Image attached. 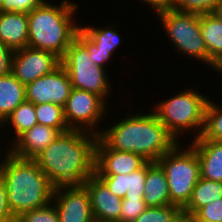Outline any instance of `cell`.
Wrapping results in <instances>:
<instances>
[{
    "label": "cell",
    "mask_w": 222,
    "mask_h": 222,
    "mask_svg": "<svg viewBox=\"0 0 222 222\" xmlns=\"http://www.w3.org/2000/svg\"><path fill=\"white\" fill-rule=\"evenodd\" d=\"M92 59L87 48L75 38L61 59V65L69 75L73 88L98 95L110 105L108 97L112 98L110 94L113 88L106 73L109 70L96 65Z\"/></svg>",
    "instance_id": "7"
},
{
    "label": "cell",
    "mask_w": 222,
    "mask_h": 222,
    "mask_svg": "<svg viewBox=\"0 0 222 222\" xmlns=\"http://www.w3.org/2000/svg\"><path fill=\"white\" fill-rule=\"evenodd\" d=\"M1 175L7 192L8 205L15 219L52 202L54 186L34 159L6 157Z\"/></svg>",
    "instance_id": "4"
},
{
    "label": "cell",
    "mask_w": 222,
    "mask_h": 222,
    "mask_svg": "<svg viewBox=\"0 0 222 222\" xmlns=\"http://www.w3.org/2000/svg\"><path fill=\"white\" fill-rule=\"evenodd\" d=\"M72 89L70 77L60 65L25 86L26 100L33 104L51 102L64 108Z\"/></svg>",
    "instance_id": "11"
},
{
    "label": "cell",
    "mask_w": 222,
    "mask_h": 222,
    "mask_svg": "<svg viewBox=\"0 0 222 222\" xmlns=\"http://www.w3.org/2000/svg\"><path fill=\"white\" fill-rule=\"evenodd\" d=\"M76 38L87 48L89 54L92 55V61L96 65L106 69V63H109L113 56L110 53L99 51L96 44L81 29L77 31Z\"/></svg>",
    "instance_id": "32"
},
{
    "label": "cell",
    "mask_w": 222,
    "mask_h": 222,
    "mask_svg": "<svg viewBox=\"0 0 222 222\" xmlns=\"http://www.w3.org/2000/svg\"><path fill=\"white\" fill-rule=\"evenodd\" d=\"M90 196L95 222H118L123 198L112 194L106 184L94 173L83 184Z\"/></svg>",
    "instance_id": "14"
},
{
    "label": "cell",
    "mask_w": 222,
    "mask_h": 222,
    "mask_svg": "<svg viewBox=\"0 0 222 222\" xmlns=\"http://www.w3.org/2000/svg\"><path fill=\"white\" fill-rule=\"evenodd\" d=\"M43 0H6L5 10L29 13Z\"/></svg>",
    "instance_id": "35"
},
{
    "label": "cell",
    "mask_w": 222,
    "mask_h": 222,
    "mask_svg": "<svg viewBox=\"0 0 222 222\" xmlns=\"http://www.w3.org/2000/svg\"><path fill=\"white\" fill-rule=\"evenodd\" d=\"M98 135L83 130L61 133L34 158L54 187L81 186L95 173Z\"/></svg>",
    "instance_id": "1"
},
{
    "label": "cell",
    "mask_w": 222,
    "mask_h": 222,
    "mask_svg": "<svg viewBox=\"0 0 222 222\" xmlns=\"http://www.w3.org/2000/svg\"><path fill=\"white\" fill-rule=\"evenodd\" d=\"M52 202L60 222H95L90 196L83 185L55 187Z\"/></svg>",
    "instance_id": "12"
},
{
    "label": "cell",
    "mask_w": 222,
    "mask_h": 222,
    "mask_svg": "<svg viewBox=\"0 0 222 222\" xmlns=\"http://www.w3.org/2000/svg\"><path fill=\"white\" fill-rule=\"evenodd\" d=\"M175 222H189V219L182 214Z\"/></svg>",
    "instance_id": "40"
},
{
    "label": "cell",
    "mask_w": 222,
    "mask_h": 222,
    "mask_svg": "<svg viewBox=\"0 0 222 222\" xmlns=\"http://www.w3.org/2000/svg\"><path fill=\"white\" fill-rule=\"evenodd\" d=\"M43 0L28 16V46L55 54L60 59L66 53L80 29L75 19L79 3Z\"/></svg>",
    "instance_id": "3"
},
{
    "label": "cell",
    "mask_w": 222,
    "mask_h": 222,
    "mask_svg": "<svg viewBox=\"0 0 222 222\" xmlns=\"http://www.w3.org/2000/svg\"><path fill=\"white\" fill-rule=\"evenodd\" d=\"M0 43L12 52L28 46L27 13L0 11Z\"/></svg>",
    "instance_id": "16"
},
{
    "label": "cell",
    "mask_w": 222,
    "mask_h": 222,
    "mask_svg": "<svg viewBox=\"0 0 222 222\" xmlns=\"http://www.w3.org/2000/svg\"><path fill=\"white\" fill-rule=\"evenodd\" d=\"M6 0H0V11L5 10Z\"/></svg>",
    "instance_id": "41"
},
{
    "label": "cell",
    "mask_w": 222,
    "mask_h": 222,
    "mask_svg": "<svg viewBox=\"0 0 222 222\" xmlns=\"http://www.w3.org/2000/svg\"><path fill=\"white\" fill-rule=\"evenodd\" d=\"M115 24H108L103 27L94 26L92 24L80 25V29L96 44L97 49L102 53H110L114 56V52L122 43V36L119 34L118 27Z\"/></svg>",
    "instance_id": "23"
},
{
    "label": "cell",
    "mask_w": 222,
    "mask_h": 222,
    "mask_svg": "<svg viewBox=\"0 0 222 222\" xmlns=\"http://www.w3.org/2000/svg\"><path fill=\"white\" fill-rule=\"evenodd\" d=\"M35 113L38 124L60 130L62 133L69 131L64 118L63 107L54 103L35 104Z\"/></svg>",
    "instance_id": "25"
},
{
    "label": "cell",
    "mask_w": 222,
    "mask_h": 222,
    "mask_svg": "<svg viewBox=\"0 0 222 222\" xmlns=\"http://www.w3.org/2000/svg\"><path fill=\"white\" fill-rule=\"evenodd\" d=\"M62 132L58 129L36 124L21 134L11 145L10 153L24 159H34L49 146Z\"/></svg>",
    "instance_id": "15"
},
{
    "label": "cell",
    "mask_w": 222,
    "mask_h": 222,
    "mask_svg": "<svg viewBox=\"0 0 222 222\" xmlns=\"http://www.w3.org/2000/svg\"><path fill=\"white\" fill-rule=\"evenodd\" d=\"M147 207L143 199L123 198L118 222H133Z\"/></svg>",
    "instance_id": "31"
},
{
    "label": "cell",
    "mask_w": 222,
    "mask_h": 222,
    "mask_svg": "<svg viewBox=\"0 0 222 222\" xmlns=\"http://www.w3.org/2000/svg\"><path fill=\"white\" fill-rule=\"evenodd\" d=\"M8 148H5V150L6 151H3V153L4 154H2V150L1 149H3V148H0V156H2L1 158H0V174H1V172H2V168H3V164H4V161H5V159H6V157L9 155V153H10V146H8V145H6ZM2 154V155H1Z\"/></svg>",
    "instance_id": "38"
},
{
    "label": "cell",
    "mask_w": 222,
    "mask_h": 222,
    "mask_svg": "<svg viewBox=\"0 0 222 222\" xmlns=\"http://www.w3.org/2000/svg\"><path fill=\"white\" fill-rule=\"evenodd\" d=\"M12 51L0 43V77L7 75L11 68Z\"/></svg>",
    "instance_id": "37"
},
{
    "label": "cell",
    "mask_w": 222,
    "mask_h": 222,
    "mask_svg": "<svg viewBox=\"0 0 222 222\" xmlns=\"http://www.w3.org/2000/svg\"><path fill=\"white\" fill-rule=\"evenodd\" d=\"M208 100L207 95L200 94L197 89L195 91L190 86V89H184L168 99L160 100L153 105L154 107L151 110L176 140L180 142L185 137L186 132L191 131L190 134L194 133L193 139L201 135Z\"/></svg>",
    "instance_id": "5"
},
{
    "label": "cell",
    "mask_w": 222,
    "mask_h": 222,
    "mask_svg": "<svg viewBox=\"0 0 222 222\" xmlns=\"http://www.w3.org/2000/svg\"><path fill=\"white\" fill-rule=\"evenodd\" d=\"M188 138H191L189 143L198 154L200 177L222 182V142Z\"/></svg>",
    "instance_id": "17"
},
{
    "label": "cell",
    "mask_w": 222,
    "mask_h": 222,
    "mask_svg": "<svg viewBox=\"0 0 222 222\" xmlns=\"http://www.w3.org/2000/svg\"><path fill=\"white\" fill-rule=\"evenodd\" d=\"M219 1L220 0H178L176 10L196 14L213 13Z\"/></svg>",
    "instance_id": "30"
},
{
    "label": "cell",
    "mask_w": 222,
    "mask_h": 222,
    "mask_svg": "<svg viewBox=\"0 0 222 222\" xmlns=\"http://www.w3.org/2000/svg\"><path fill=\"white\" fill-rule=\"evenodd\" d=\"M189 222H222V199L198 209L189 218Z\"/></svg>",
    "instance_id": "29"
},
{
    "label": "cell",
    "mask_w": 222,
    "mask_h": 222,
    "mask_svg": "<svg viewBox=\"0 0 222 222\" xmlns=\"http://www.w3.org/2000/svg\"><path fill=\"white\" fill-rule=\"evenodd\" d=\"M144 2L147 6L152 7V10H154V13L156 14L166 11V10H175L178 0H139V2Z\"/></svg>",
    "instance_id": "36"
},
{
    "label": "cell",
    "mask_w": 222,
    "mask_h": 222,
    "mask_svg": "<svg viewBox=\"0 0 222 222\" xmlns=\"http://www.w3.org/2000/svg\"><path fill=\"white\" fill-rule=\"evenodd\" d=\"M147 163L137 171L126 175V190L124 198L144 199Z\"/></svg>",
    "instance_id": "27"
},
{
    "label": "cell",
    "mask_w": 222,
    "mask_h": 222,
    "mask_svg": "<svg viewBox=\"0 0 222 222\" xmlns=\"http://www.w3.org/2000/svg\"><path fill=\"white\" fill-rule=\"evenodd\" d=\"M0 222H16L8 205V198L4 178L0 174Z\"/></svg>",
    "instance_id": "34"
},
{
    "label": "cell",
    "mask_w": 222,
    "mask_h": 222,
    "mask_svg": "<svg viewBox=\"0 0 222 222\" xmlns=\"http://www.w3.org/2000/svg\"><path fill=\"white\" fill-rule=\"evenodd\" d=\"M200 29L208 51V67L222 64V21L213 13L200 14Z\"/></svg>",
    "instance_id": "18"
},
{
    "label": "cell",
    "mask_w": 222,
    "mask_h": 222,
    "mask_svg": "<svg viewBox=\"0 0 222 222\" xmlns=\"http://www.w3.org/2000/svg\"><path fill=\"white\" fill-rule=\"evenodd\" d=\"M182 214V209L173 204L147 207L133 222H175Z\"/></svg>",
    "instance_id": "26"
},
{
    "label": "cell",
    "mask_w": 222,
    "mask_h": 222,
    "mask_svg": "<svg viewBox=\"0 0 222 222\" xmlns=\"http://www.w3.org/2000/svg\"><path fill=\"white\" fill-rule=\"evenodd\" d=\"M36 124H38V121L35 113V104L25 100L4 120L0 125V129H3V127L6 129L8 126L7 129L13 130L11 134L14 133V136L8 139L11 140V143H8L10 146L21 134L30 130Z\"/></svg>",
    "instance_id": "22"
},
{
    "label": "cell",
    "mask_w": 222,
    "mask_h": 222,
    "mask_svg": "<svg viewBox=\"0 0 222 222\" xmlns=\"http://www.w3.org/2000/svg\"><path fill=\"white\" fill-rule=\"evenodd\" d=\"M213 14H215L222 21V0H220L217 3L216 8H215Z\"/></svg>",
    "instance_id": "39"
},
{
    "label": "cell",
    "mask_w": 222,
    "mask_h": 222,
    "mask_svg": "<svg viewBox=\"0 0 222 222\" xmlns=\"http://www.w3.org/2000/svg\"><path fill=\"white\" fill-rule=\"evenodd\" d=\"M216 72H217V73H220V74L222 75V64L218 67V69H217Z\"/></svg>",
    "instance_id": "42"
},
{
    "label": "cell",
    "mask_w": 222,
    "mask_h": 222,
    "mask_svg": "<svg viewBox=\"0 0 222 222\" xmlns=\"http://www.w3.org/2000/svg\"><path fill=\"white\" fill-rule=\"evenodd\" d=\"M148 161L133 152L110 149L99 137L95 147L96 175H129Z\"/></svg>",
    "instance_id": "13"
},
{
    "label": "cell",
    "mask_w": 222,
    "mask_h": 222,
    "mask_svg": "<svg viewBox=\"0 0 222 222\" xmlns=\"http://www.w3.org/2000/svg\"><path fill=\"white\" fill-rule=\"evenodd\" d=\"M168 41L189 58L208 66V51L200 29V14L166 10L157 14ZM160 19V20H159Z\"/></svg>",
    "instance_id": "8"
},
{
    "label": "cell",
    "mask_w": 222,
    "mask_h": 222,
    "mask_svg": "<svg viewBox=\"0 0 222 222\" xmlns=\"http://www.w3.org/2000/svg\"><path fill=\"white\" fill-rule=\"evenodd\" d=\"M26 100L25 85L11 72L0 77V125Z\"/></svg>",
    "instance_id": "20"
},
{
    "label": "cell",
    "mask_w": 222,
    "mask_h": 222,
    "mask_svg": "<svg viewBox=\"0 0 222 222\" xmlns=\"http://www.w3.org/2000/svg\"><path fill=\"white\" fill-rule=\"evenodd\" d=\"M119 118L98 135L110 149L133 152L148 162H157L179 143L152 110L130 112Z\"/></svg>",
    "instance_id": "2"
},
{
    "label": "cell",
    "mask_w": 222,
    "mask_h": 222,
    "mask_svg": "<svg viewBox=\"0 0 222 222\" xmlns=\"http://www.w3.org/2000/svg\"><path fill=\"white\" fill-rule=\"evenodd\" d=\"M108 109L109 106L98 95L76 88L72 89L63 108L69 129L83 130L97 135L103 129L100 123L102 120L105 121Z\"/></svg>",
    "instance_id": "9"
},
{
    "label": "cell",
    "mask_w": 222,
    "mask_h": 222,
    "mask_svg": "<svg viewBox=\"0 0 222 222\" xmlns=\"http://www.w3.org/2000/svg\"><path fill=\"white\" fill-rule=\"evenodd\" d=\"M60 65L61 59L55 54L27 46L12 52L10 72L26 86Z\"/></svg>",
    "instance_id": "10"
},
{
    "label": "cell",
    "mask_w": 222,
    "mask_h": 222,
    "mask_svg": "<svg viewBox=\"0 0 222 222\" xmlns=\"http://www.w3.org/2000/svg\"><path fill=\"white\" fill-rule=\"evenodd\" d=\"M179 142L171 151L162 156L157 163L165 172L170 204L183 209L189 202L193 189L200 179L198 154L188 144ZM184 148V149H183Z\"/></svg>",
    "instance_id": "6"
},
{
    "label": "cell",
    "mask_w": 222,
    "mask_h": 222,
    "mask_svg": "<svg viewBox=\"0 0 222 222\" xmlns=\"http://www.w3.org/2000/svg\"><path fill=\"white\" fill-rule=\"evenodd\" d=\"M144 202L148 207L170 205V194L164 170L157 162H147Z\"/></svg>",
    "instance_id": "19"
},
{
    "label": "cell",
    "mask_w": 222,
    "mask_h": 222,
    "mask_svg": "<svg viewBox=\"0 0 222 222\" xmlns=\"http://www.w3.org/2000/svg\"><path fill=\"white\" fill-rule=\"evenodd\" d=\"M220 199H222V182L200 177L182 213L189 219L201 207Z\"/></svg>",
    "instance_id": "21"
},
{
    "label": "cell",
    "mask_w": 222,
    "mask_h": 222,
    "mask_svg": "<svg viewBox=\"0 0 222 222\" xmlns=\"http://www.w3.org/2000/svg\"><path fill=\"white\" fill-rule=\"evenodd\" d=\"M108 187L109 191L121 198H124L126 190V175H97Z\"/></svg>",
    "instance_id": "33"
},
{
    "label": "cell",
    "mask_w": 222,
    "mask_h": 222,
    "mask_svg": "<svg viewBox=\"0 0 222 222\" xmlns=\"http://www.w3.org/2000/svg\"><path fill=\"white\" fill-rule=\"evenodd\" d=\"M196 139L222 142V106L211 99L206 104L203 131Z\"/></svg>",
    "instance_id": "24"
},
{
    "label": "cell",
    "mask_w": 222,
    "mask_h": 222,
    "mask_svg": "<svg viewBox=\"0 0 222 222\" xmlns=\"http://www.w3.org/2000/svg\"><path fill=\"white\" fill-rule=\"evenodd\" d=\"M16 222H60L59 214L53 202L24 212L16 218Z\"/></svg>",
    "instance_id": "28"
}]
</instances>
